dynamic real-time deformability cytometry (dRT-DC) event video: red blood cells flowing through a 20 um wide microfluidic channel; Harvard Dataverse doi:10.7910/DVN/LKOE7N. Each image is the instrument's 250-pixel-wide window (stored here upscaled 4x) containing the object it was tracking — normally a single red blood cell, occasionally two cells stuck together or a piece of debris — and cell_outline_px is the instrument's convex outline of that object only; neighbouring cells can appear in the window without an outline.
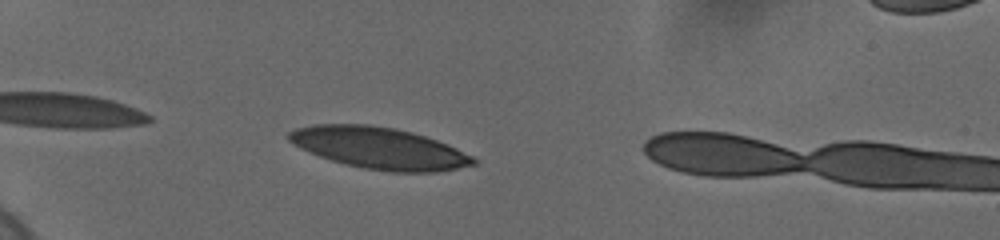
{"species": "human", "species_latin": "Homo sapiens", "temperature_condition": "cold", "stored_images_in_passage": 38, "camera_frame_rate_fps": 3000, "um_per_image_px": 0.085, "donor": {"sex": "female"}, "frame": {"image": 1, "passage_image": 3, "time_ms": 0.667, "image_size_px": [1000, 240], "cell_outline_px": [[476, 164], [436, 172], [392, 172], [364, 168], [344, 164], [308, 152], [292, 144], [288, 140], [288, 132], [296, 128], [316, 124], [368, 124], [396, 128], [412, 132], [448, 144], [472, 156], [476, 160]], "centroid_in_image_um": [32.21, 12.58], "position_along_channel_um": 52.8, "area_um2": 44.62}}
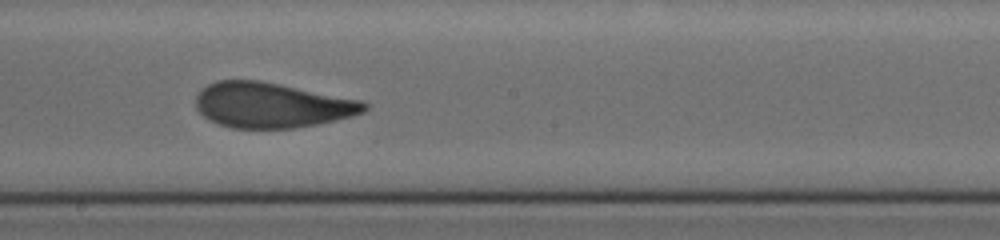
{"frame": {"image": 2, "passage_image": 20, "time_ms": 6.333, "image_size_px": [1000, 240], "cell_outline_px": [[368, 108], [364, 112], [352, 116], [336, 120], [316, 124], [292, 128], [232, 128], [216, 124], [208, 120], [196, 108], [196, 96], [208, 84], [216, 80], [260, 80], [360, 100], [368, 104]], "centroid_in_image_um": [23.07, 8.94], "position_along_channel_um": 225.1, "area_um2": 44.27}}
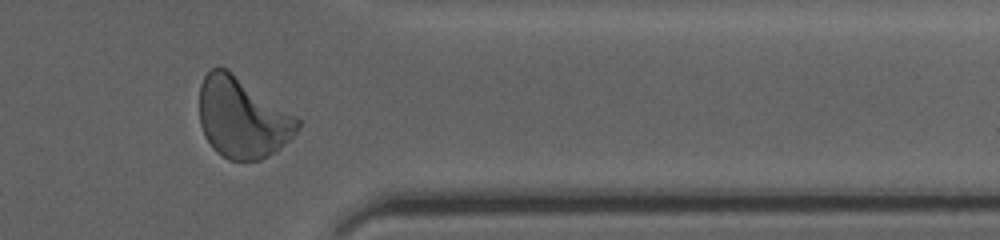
{"frame": {"image": 3, "passage_image": 34, "time_ms": 11.0, "image_size_px": [1000, 240], "cell_outline_px": [[300, 124], [296, 132], [276, 152], [260, 160], [228, 160], [216, 152], [212, 148], [204, 136], [200, 124], [200, 84], [204, 76], [212, 68], [228, 68], [296, 116], [300, 120]], "centroid_in_image_um": [20.58, 10.01], "position_along_channel_um": 390.8, "area_um2": 46.12}, "authors_computed_cell_mechanics": {"area_um2": 44.2459, "velocity_mm_per_s": 3.6473, "shape_relaxation_time_tau1_ms": 3.9683, "shape_relaxation_time_tau2_ms": 1.2343, "deformation_change_tau1": 0.161, "deformation_change_tau2": 0.0709}}